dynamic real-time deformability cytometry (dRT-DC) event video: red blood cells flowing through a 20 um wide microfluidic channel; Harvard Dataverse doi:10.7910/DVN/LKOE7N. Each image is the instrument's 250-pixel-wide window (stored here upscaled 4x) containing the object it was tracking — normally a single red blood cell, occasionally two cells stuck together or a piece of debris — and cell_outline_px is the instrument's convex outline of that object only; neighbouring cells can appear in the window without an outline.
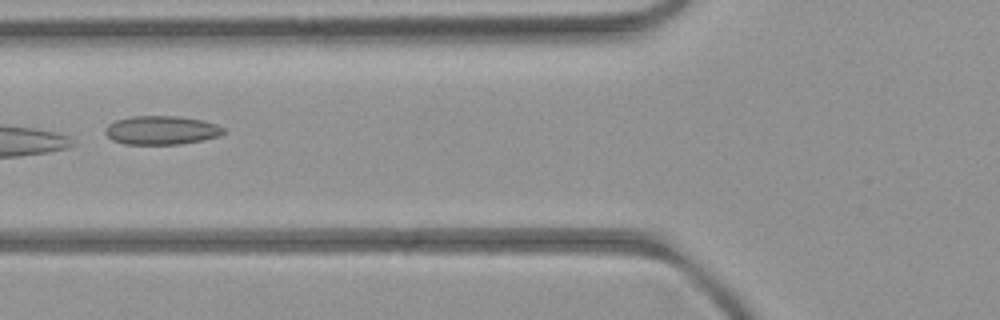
{"species": "common noctule bat (a hibernating species)", "species_latin": "Nyctalus noctula", "temperature_condition": "room temperature", "stored_images_in_passage": 3, "camera_frame_rate_fps": 3000, "um_per_image_px": 0.085, "animal": {"sex": "female", "body_mass_g": 21.9}, "frame": {"image": 1, "passage_image": 3, "time_ms": 2.333, "image_size_px": [1000, 320], "cell_outline_px": [[224, 132], [216, 136], [200, 140], [180, 144], [124, 144], [112, 140], [104, 132], [104, 128], [108, 124], [116, 120], [132, 116], [180, 116], [204, 120], [216, 124], [224, 128]], "centroid_in_image_um": [13.68, 11.06], "position_along_channel_um": 112.1, "area_um2": 19.77}}